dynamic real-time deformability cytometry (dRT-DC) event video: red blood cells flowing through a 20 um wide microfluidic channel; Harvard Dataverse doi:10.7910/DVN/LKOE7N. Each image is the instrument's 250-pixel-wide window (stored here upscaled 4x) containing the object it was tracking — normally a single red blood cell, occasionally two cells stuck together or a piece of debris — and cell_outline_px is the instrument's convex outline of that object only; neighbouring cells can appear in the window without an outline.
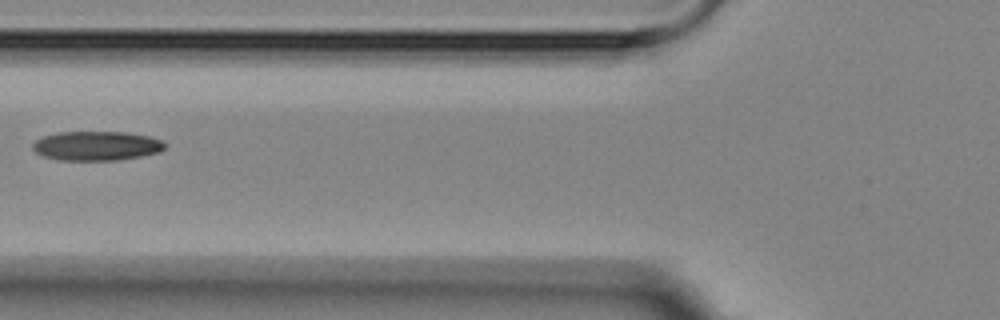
{"species": "Egyptian fruit bat (a non-hibernating species)", "species_latin": "Rousettus aegyptiacus", "temperature_condition": "room temperature", "stored_images_in_passage": 9, "camera_frame_rate_fps": 3000, "um_per_image_px": 0.085, "animal": {"sex": "female"}, "frame": {"image": 1, "passage_image": 6, "time_ms": 6.667, "image_size_px": [1000, 320], "cell_outline_px": [[164, 148], [160, 152], [140, 156], [116, 160], [60, 160], [44, 156], [36, 152], [32, 148], [32, 144], [36, 140], [44, 136], [56, 132], [124, 132], [148, 136], [164, 140]], "centroid_in_image_um": [8.2, 12.39], "position_along_channel_um": 117.6, "area_um2": 22.48}}
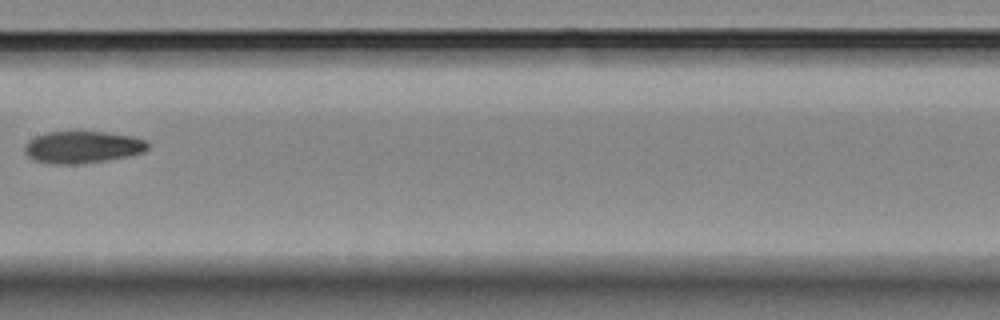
{"frame": {"image": 2, "passage_image": 8, "time_ms": 9.0, "image_size_px": [1000, 320], "cell_outline_px": [[148, 148], [144, 152], [128, 156], [104, 160], [76, 164], [48, 164], [36, 160], [28, 156], [24, 152], [24, 144], [28, 140], [36, 136], [48, 132], [104, 132], [132, 136], [148, 140]], "centroid_in_image_um": [7.0, 12.5], "position_along_channel_um": 200.4, "area_um2": 22.95}}
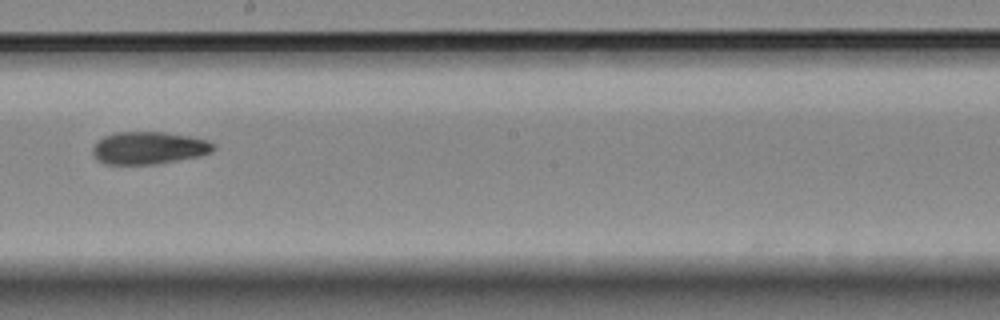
{"frame": {"image": 3, "passage_image": 9, "time_ms": 10.0, "image_size_px": [1000, 320], "cell_outline_px": [[216, 148], [212, 152], [200, 156], [156, 164], [104, 164], [92, 156], [92, 148], [104, 136], [116, 132], [164, 132], [188, 136], [208, 140]], "centroid_in_image_um": [12.64, 12.58], "position_along_channel_um": 235.6, "area_um2": 22.83}}